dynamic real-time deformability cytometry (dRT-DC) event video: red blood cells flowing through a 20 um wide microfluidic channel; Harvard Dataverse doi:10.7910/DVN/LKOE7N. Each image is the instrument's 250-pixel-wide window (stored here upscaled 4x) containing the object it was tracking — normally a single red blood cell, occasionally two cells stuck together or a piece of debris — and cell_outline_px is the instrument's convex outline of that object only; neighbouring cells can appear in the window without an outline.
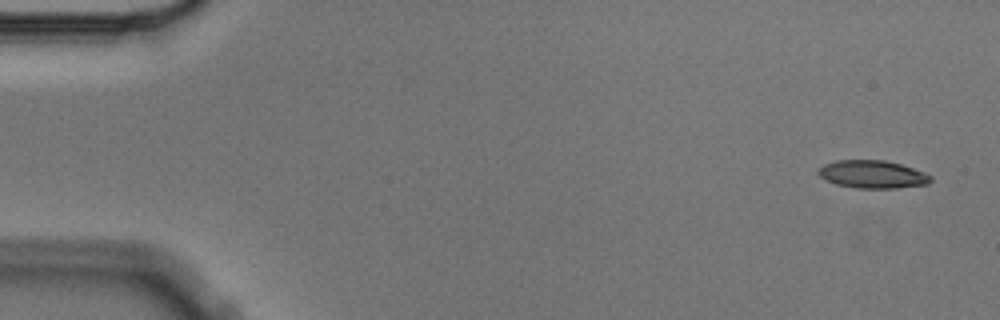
{"species": "Egyptian fruit bat (a non-hibernating species)", "species_latin": "Rousettus aegyptiacus", "temperature_condition": "cold", "stored_images_in_passage": 5, "camera_frame_rate_fps": 3000, "um_per_image_px": 0.085, "animal": {"sex": "male"}, "frame": {"image": 1, "passage_image": 1, "time_ms": 0.0, "image_size_px": [1000, 320], "cell_outline_px": [[932, 180], [928, 184], [896, 188], [856, 188], [836, 184], [820, 176], [816, 172], [824, 164], [836, 160], [884, 160], [900, 164], [924, 172], [932, 176]], "centroid_in_image_um": [74.17, 14.82], "position_along_channel_um": 10.8, "area_um2": 18.15}}
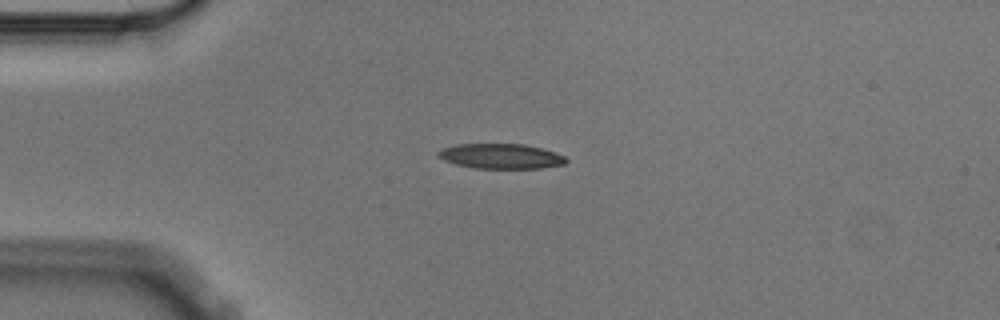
{"frame": {"image": 2, "passage_image": 4, "time_ms": 1.0, "image_size_px": [1000, 320], "cell_outline_px": [[568, 160], [564, 164], [540, 168], [472, 168], [456, 164], [444, 160], [436, 156], [436, 152], [440, 148], [456, 144], [524, 144], [540, 148], [564, 156]], "centroid_in_image_um": [42.49, 13.27], "position_along_channel_um": 42.5, "area_um2": 18.61}}